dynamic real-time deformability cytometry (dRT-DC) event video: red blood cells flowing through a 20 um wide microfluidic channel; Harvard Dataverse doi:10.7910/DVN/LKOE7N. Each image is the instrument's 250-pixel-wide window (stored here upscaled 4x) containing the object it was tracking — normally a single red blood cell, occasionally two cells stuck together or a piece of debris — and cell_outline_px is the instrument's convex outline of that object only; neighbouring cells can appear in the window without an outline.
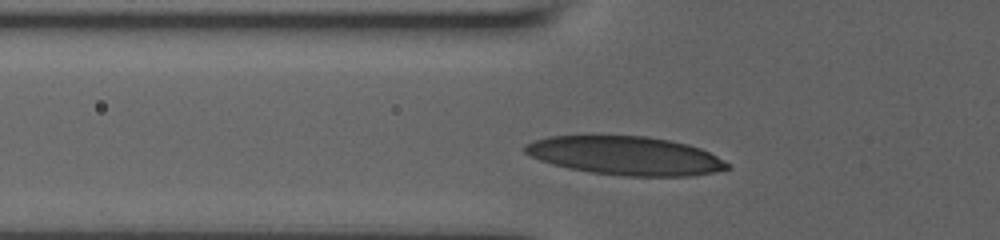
{"species": "human", "species_latin": "Homo sapiens", "temperature_condition": "room temperature", "stored_images_in_passage": 10, "camera_frame_rate_fps": 3000, "um_per_image_px": 0.085, "donor": {"sex": "male"}, "frame": {"image": 1, "passage_image": 6, "time_ms": 2.0, "image_size_px": [1000, 240], "cell_outline_px": [[732, 168], [692, 176], [624, 176], [588, 172], [568, 168], [552, 164], [540, 160], [524, 152], [524, 144], [548, 136], [648, 136], [688, 144], [700, 148], [716, 156], [728, 164]], "centroid_in_image_um": [53.15, 13.24], "position_along_channel_um": 72.6, "area_um2": 45.37}}
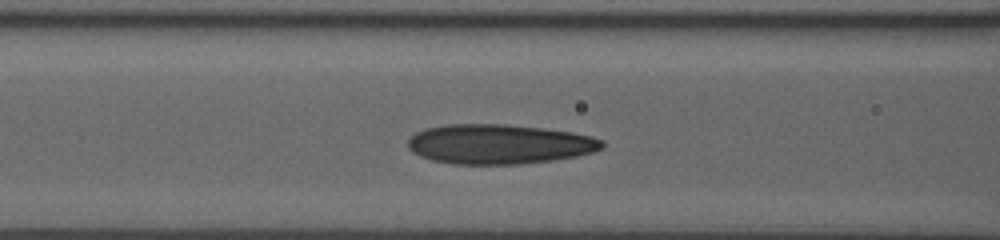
{"frame": {"image": 2, "passage_image": 9, "time_ms": 3.333, "image_size_px": [1000, 240], "cell_outline_px": [[604, 148], [592, 152], [576, 156], [552, 160], [520, 164], [452, 164], [432, 160], [420, 156], [412, 152], [408, 148], [408, 136], [424, 128], [448, 124], [504, 124], [544, 128], [572, 132], [592, 136], [604, 140]], "centroid_in_image_um": [42.41, 12.24], "position_along_channel_um": 124.2, "area_um2": 45.26}}